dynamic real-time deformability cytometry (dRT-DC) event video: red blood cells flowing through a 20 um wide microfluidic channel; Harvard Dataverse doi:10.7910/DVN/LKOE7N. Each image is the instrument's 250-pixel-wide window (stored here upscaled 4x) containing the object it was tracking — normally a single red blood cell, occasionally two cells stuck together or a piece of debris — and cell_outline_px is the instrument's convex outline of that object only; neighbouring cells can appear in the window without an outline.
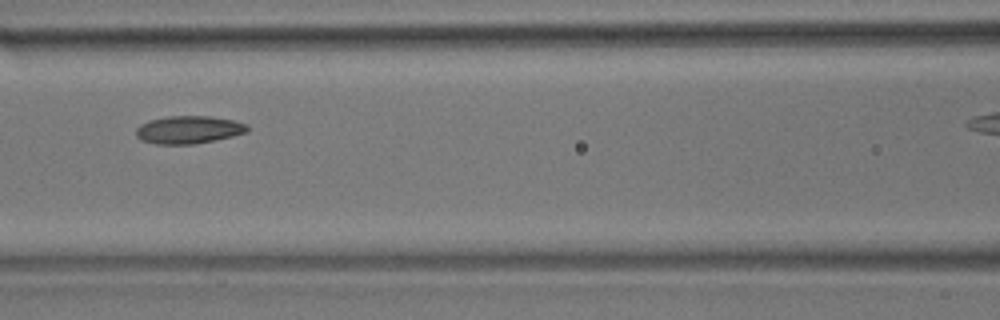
{"species": "common noctule bat (a hibernating species)", "species_latin": "Nyctalus noctula", "temperature_condition": "room temperature", "stored_images_in_passage": 8, "camera_frame_rate_fps": 3000, "um_per_image_px": 0.085, "animal": {"sex": "male", "body_mass_g": 17.9}, "frame": {"image": 1, "passage_image": 6, "time_ms": 5.667, "image_size_px": [1000, 320], "cell_outline_px": [[248, 132], [232, 136], [192, 144], [156, 144], [140, 140], [136, 136], [136, 128], [140, 124], [148, 120], [168, 116], [208, 116], [232, 120], [248, 124]], "centroid_in_image_um": [16.0, 11.02], "position_along_channel_um": 150.6, "area_um2": 17.98}}
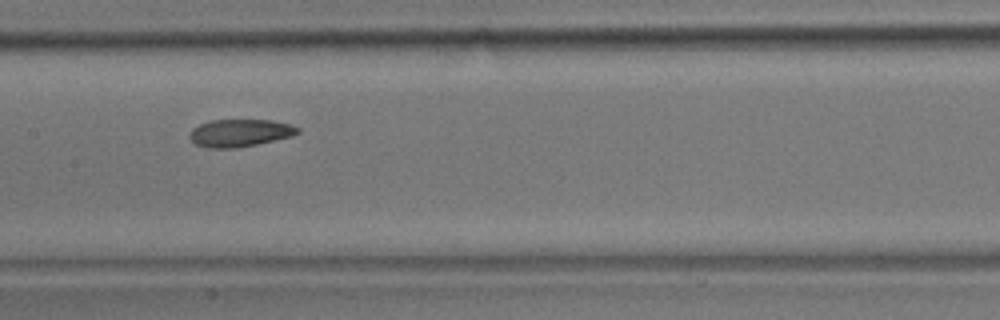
{"frame": {"image": 2, "passage_image": 7, "time_ms": 6.667, "image_size_px": [1000, 320], "cell_outline_px": [[300, 132], [292, 136], [256, 144], [236, 148], [208, 148], [196, 144], [188, 136], [192, 128], [200, 124], [212, 120], [272, 120], [292, 124], [300, 128]], "centroid_in_image_um": [20.41, 11.29], "position_along_channel_um": 187.0, "area_um2": 17.34}}